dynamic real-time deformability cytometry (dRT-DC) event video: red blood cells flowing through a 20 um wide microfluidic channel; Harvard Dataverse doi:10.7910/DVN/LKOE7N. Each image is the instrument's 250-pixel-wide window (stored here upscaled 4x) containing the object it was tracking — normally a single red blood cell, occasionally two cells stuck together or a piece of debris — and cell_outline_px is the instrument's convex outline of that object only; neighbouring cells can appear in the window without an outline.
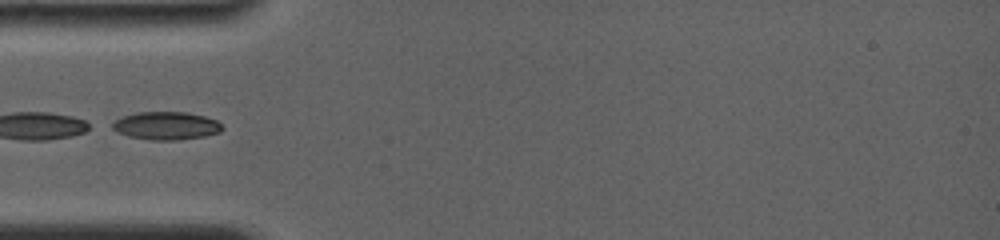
{"species": "common noctule bat (a hibernating species)", "species_latin": "Nyctalus noctula", "temperature_condition": "room temperature", "stored_images_in_passage": 12, "camera_frame_rate_fps": 4000, "um_per_image_px": 0.085, "animal": {"sex": "female", "body_mass_g": 19.0, "forearm_length_mm": 56.7}, "frame": {"image": 1, "passage_image": 1, "time_ms": 0.0, "image_size_px": [1000, 240], "cell_outline_px": [[224, 128], [220, 132], [204, 136], [176, 140], [152, 140], [128, 136], [116, 132], [112, 128], [112, 124], [116, 120], [124, 116], [136, 112], [188, 112], [204, 116], [216, 120]], "centroid_in_image_um": [14.12, 10.68], "position_along_channel_um": 70.9, "area_um2": 17.86}}